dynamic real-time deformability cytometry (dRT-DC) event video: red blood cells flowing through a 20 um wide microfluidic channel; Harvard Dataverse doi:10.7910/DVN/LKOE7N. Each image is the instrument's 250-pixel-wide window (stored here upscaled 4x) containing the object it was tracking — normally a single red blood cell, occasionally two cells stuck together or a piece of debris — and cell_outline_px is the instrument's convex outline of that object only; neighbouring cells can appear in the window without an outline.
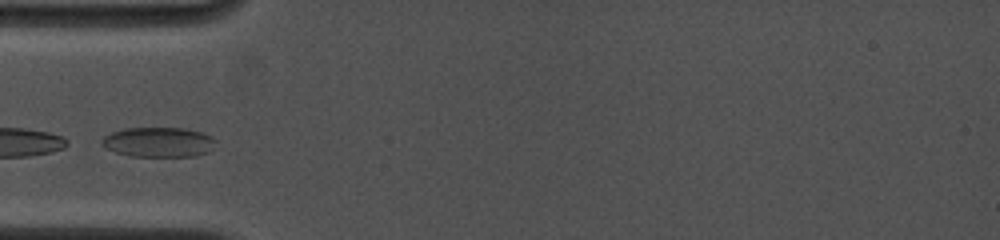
{"species": "common noctule bat (a hibernating species)", "species_latin": "Nyctalus noctula", "temperature_condition": "cold", "stored_images_in_passage": 35, "camera_frame_rate_fps": 4500, "um_per_image_px": 0.085, "animal": {"sex": "female", "body_mass_g": 19.0, "forearm_length_mm": 53.3}, "frame": {"image": 1, "passage_image": 1, "time_ms": 0.0, "image_size_px": [1000, 240], "cell_outline_px": [[216, 140], [208, 152], [196, 156], [128, 156], [104, 148], [100, 144], [100, 140], [104, 136], [112, 132], [124, 128], [184, 128], [200, 132]], "centroid_in_image_um": [13.4, 12.08], "position_along_channel_um": 71.6, "area_um2": 19.77}}